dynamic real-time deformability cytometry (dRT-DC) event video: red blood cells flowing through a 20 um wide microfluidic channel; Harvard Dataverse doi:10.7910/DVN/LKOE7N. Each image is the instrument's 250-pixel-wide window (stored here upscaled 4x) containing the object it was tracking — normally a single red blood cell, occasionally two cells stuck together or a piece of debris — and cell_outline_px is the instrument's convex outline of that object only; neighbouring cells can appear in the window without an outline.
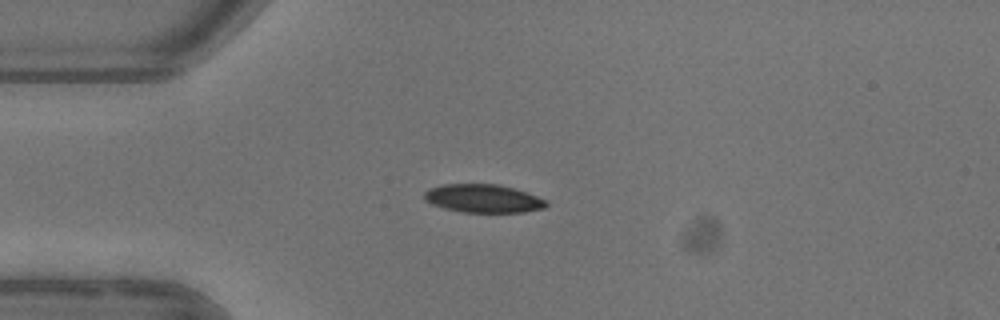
{"species": "common noctule bat (a hibernating species)", "species_latin": "Nyctalus noctula", "temperature_condition": "warm", "stored_images_in_passage": 4, "camera_frame_rate_fps": 3000, "um_per_image_px": 0.085, "animal": {"sex": "female"}, "frame": {"image": 1, "passage_image": 2, "time_ms": 2.0, "image_size_px": [1000, 320], "cell_outline_px": [[548, 204], [544, 208], [524, 212], [464, 212], [444, 208], [432, 204], [424, 200], [424, 192], [428, 188], [444, 184], [500, 184], [528, 192], [548, 200]], "centroid_in_image_um": [41.09, 16.86], "position_along_channel_um": 43.9, "area_um2": 20.29}}
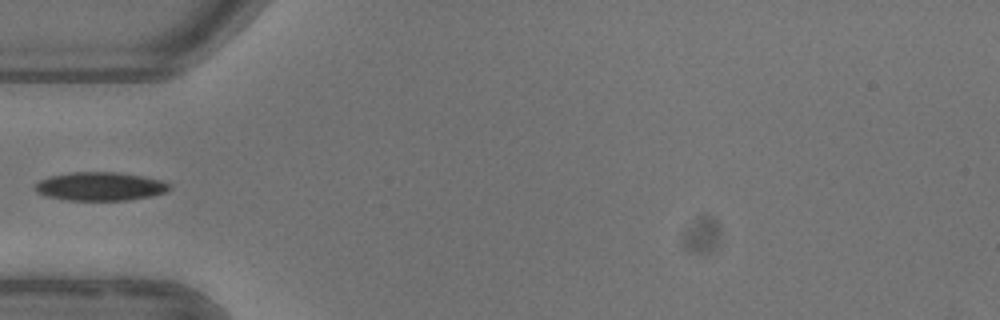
{"frame": {"image": 2, "passage_image": 3, "time_ms": 3.333, "image_size_px": [1000, 320], "cell_outline_px": [[172, 188], [164, 192], [152, 196], [124, 200], [68, 200], [44, 196], [36, 192], [32, 188], [40, 180], [52, 176], [72, 172], [116, 172], [140, 176], [160, 180], [168, 184]], "centroid_in_image_um": [8.46, 15.85], "position_along_channel_um": 76.5, "area_um2": 22.14}}
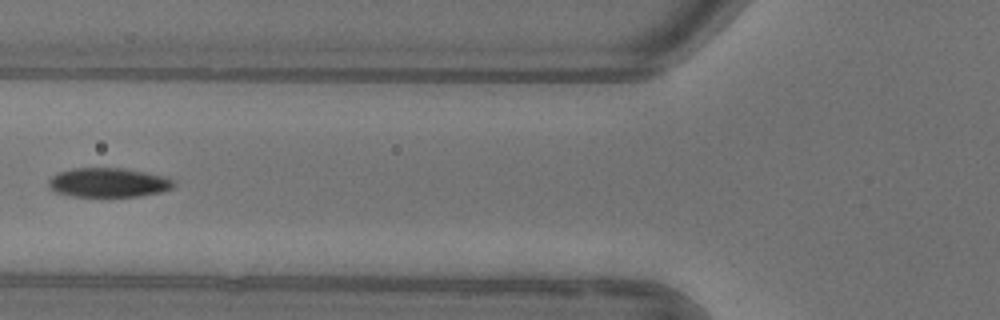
{"frame": {"image": 3, "passage_image": 4, "time_ms": 4.333, "image_size_px": [1000, 320], "cell_outline_px": [[176, 184], [172, 188], [160, 192], [140, 196], [72, 196], [56, 192], [48, 188], [48, 180], [56, 172], [72, 168], [120, 168], [144, 172], [164, 176], [172, 180]], "centroid_in_image_um": [9.16, 15.51], "position_along_channel_um": 116.6, "area_um2": 21.33}}